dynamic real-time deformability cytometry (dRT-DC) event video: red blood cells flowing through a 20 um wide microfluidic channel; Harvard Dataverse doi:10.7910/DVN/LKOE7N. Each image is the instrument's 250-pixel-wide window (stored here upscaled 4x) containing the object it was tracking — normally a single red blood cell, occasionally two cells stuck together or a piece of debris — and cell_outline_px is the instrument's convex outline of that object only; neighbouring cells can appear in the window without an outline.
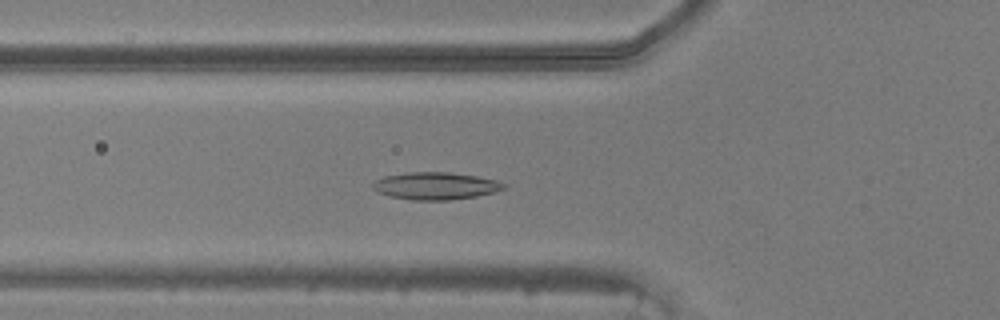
{"species": "common noctule bat (a hibernating species)", "species_latin": "Nyctalus noctula", "temperature_condition": "warm", "stored_images_in_passage": 42, "camera_frame_rate_fps": 3000, "um_per_image_px": 0.085, "animal": {"sex": "male", "body_mass_g": 20.5, "forearm_length_mm": 52.5}, "frame": {"image": 1, "passage_image": 11, "time_ms": 3.333, "image_size_px": [1000, 320], "cell_outline_px": [[508, 184], [504, 188], [496, 192], [476, 196], [448, 200], [412, 200], [392, 196], [380, 192], [372, 188], [372, 184], [376, 180], [384, 176], [404, 172], [448, 172], [476, 176], [496, 180]], "centroid_in_image_um": [37.04, 15.79], "position_along_channel_um": 88.8, "area_um2": 20.81}}
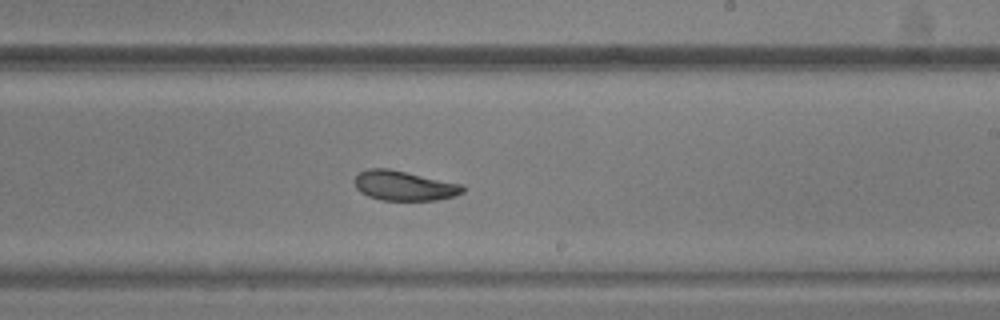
{"frame": {"image": 2, "passage_image": 23, "time_ms": 7.333, "image_size_px": [1000, 320], "cell_outline_px": [[464, 192], [456, 196], [436, 200], [380, 200], [368, 196], [360, 192], [356, 188], [356, 176], [360, 172], [368, 168], [388, 168], [460, 184], [464, 188]], "centroid_in_image_um": [34.34, 15.79], "position_along_channel_um": 254.7, "area_um2": 18.55}}
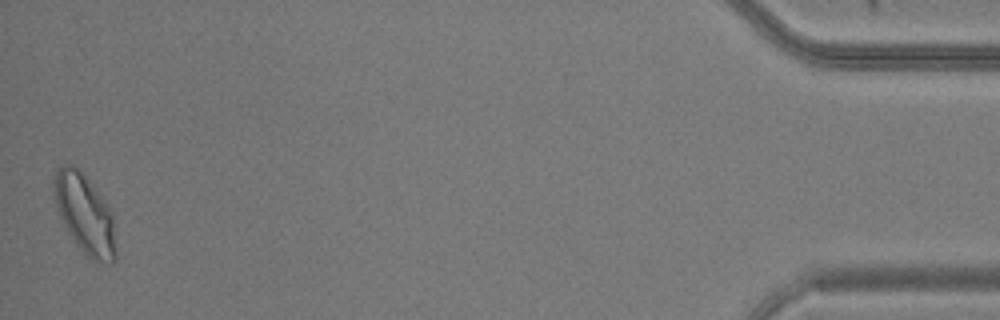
{"frame": {"image": 3, "passage_image": 42, "time_ms": 13.667, "image_size_px": [1000, 320], "cell_outline_px": [[116, 256], [112, 264], [108, 264], [92, 260], [84, 256], [68, 232], [60, 216], [56, 204], [56, 172], [64, 164], [72, 164], [80, 168], [104, 200], [112, 216], [116, 252]], "centroid_in_image_um": [7.24, 18.25], "position_along_channel_um": 428.0, "area_um2": 28.09}}